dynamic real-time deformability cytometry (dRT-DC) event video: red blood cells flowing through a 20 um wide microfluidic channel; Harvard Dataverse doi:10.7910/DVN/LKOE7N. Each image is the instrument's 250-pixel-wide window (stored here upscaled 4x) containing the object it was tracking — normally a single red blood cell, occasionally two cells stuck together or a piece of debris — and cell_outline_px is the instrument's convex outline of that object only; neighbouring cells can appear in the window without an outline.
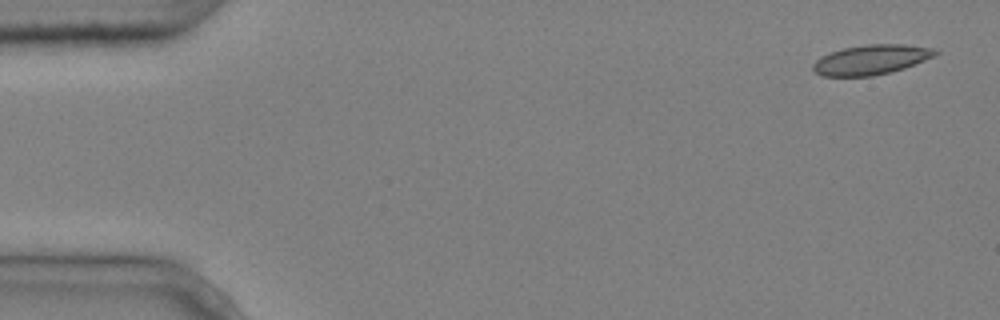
{"species": "common noctule bat (a hibernating species)", "species_latin": "Nyctalus noctula", "temperature_condition": "cold", "stored_images_in_passage": 4, "camera_frame_rate_fps": 3000, "um_per_image_px": 0.085, "animal": {"sex": "male", "body_mass_g": 20.4}, "frame": {"image": 1, "passage_image": 1, "time_ms": 0.0, "image_size_px": [1000, 320], "cell_outline_px": [[940, 52], [936, 56], [904, 68], [872, 76], [820, 76], [812, 68], [812, 64], [820, 56], [844, 48], [868, 44], [904, 44], [936, 48]], "centroid_in_image_um": [74.07, 5.06], "position_along_channel_um": 10.9, "area_um2": 21.27}}
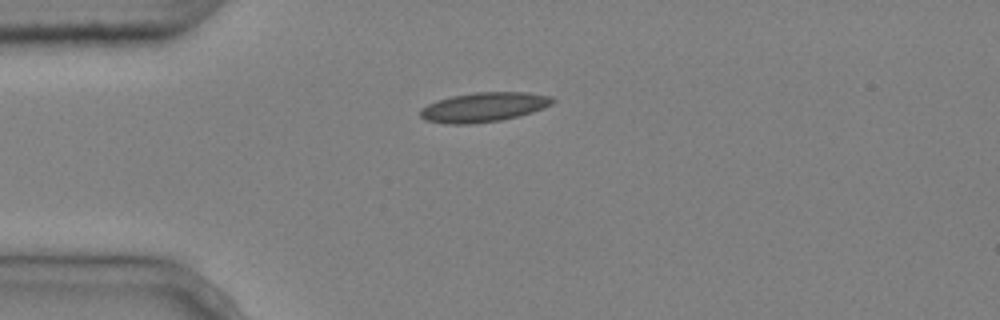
{"frame": {"image": 2, "passage_image": 4, "time_ms": 1.0, "image_size_px": [1000, 320], "cell_outline_px": [[556, 100], [552, 104], [544, 108], [532, 112], [500, 120], [472, 124], [444, 124], [424, 120], [420, 116], [420, 108], [436, 100], [452, 96], [476, 92], [528, 92], [552, 96]], "centroid_in_image_um": [41.11, 9.1], "position_along_channel_um": 43.9, "area_um2": 22.89}}